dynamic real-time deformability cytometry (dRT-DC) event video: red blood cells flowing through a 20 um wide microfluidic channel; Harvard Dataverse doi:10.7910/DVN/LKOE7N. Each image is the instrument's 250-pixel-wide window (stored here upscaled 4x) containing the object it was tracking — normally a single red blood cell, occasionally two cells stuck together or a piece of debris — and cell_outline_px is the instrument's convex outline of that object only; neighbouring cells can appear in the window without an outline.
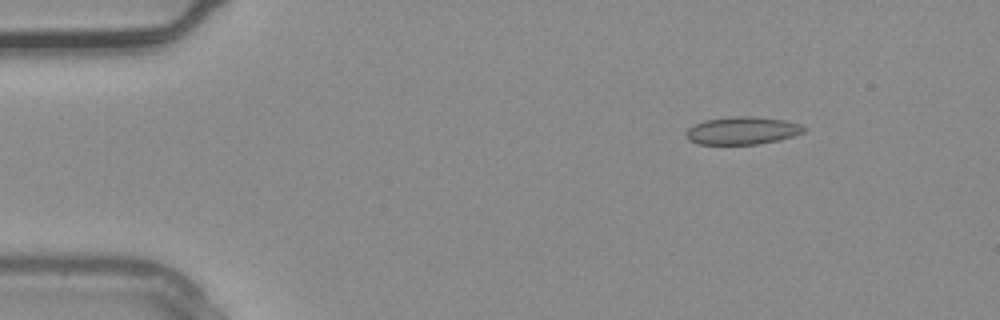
{"species": "common noctule bat (a hibernating species)", "species_latin": "Nyctalus noctula", "temperature_condition": "warm", "stored_images_in_passage": 2, "camera_frame_rate_fps": 3000, "um_per_image_px": 0.085, "animal": {"sex": "male", "body_mass_g": 20.4}, "frame": {"image": 1, "passage_image": 1, "time_ms": 0.0, "image_size_px": [1000, 320], "cell_outline_px": [[808, 128], [804, 132], [780, 140], [756, 144], [700, 144], [688, 140], [684, 132], [692, 124], [704, 120], [728, 116], [756, 116], [784, 120], [800, 124]], "centroid_in_image_um": [63.07, 11.09], "position_along_channel_um": 21.9, "area_um2": 19.31}}